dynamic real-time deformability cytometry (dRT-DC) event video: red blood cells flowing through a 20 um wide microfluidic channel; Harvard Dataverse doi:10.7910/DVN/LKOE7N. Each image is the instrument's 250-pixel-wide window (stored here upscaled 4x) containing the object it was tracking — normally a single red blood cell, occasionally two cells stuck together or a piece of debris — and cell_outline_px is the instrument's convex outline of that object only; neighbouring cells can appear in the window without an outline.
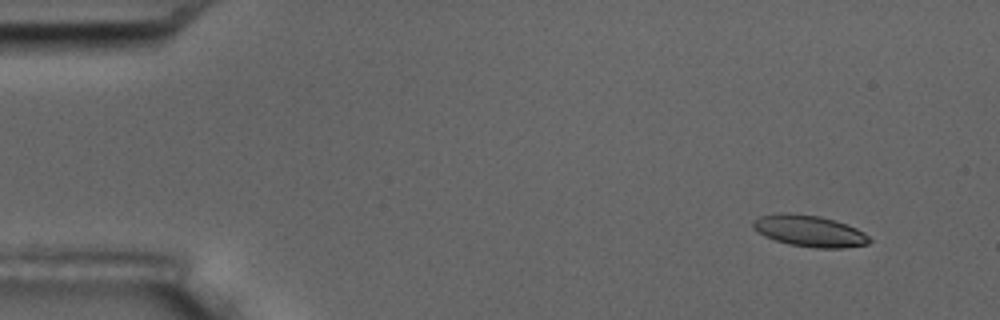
{"species": "common noctule bat (a hibernating species)", "species_latin": "Nyctalus noctula", "temperature_condition": "room temperature", "stored_images_in_passage": 6, "camera_frame_rate_fps": 3000, "um_per_image_px": 0.085, "animal": {"sex": "male", "body_mass_g": 17.5, "forearm_length_mm": 52.3}, "frame": {"image": 1, "passage_image": 2, "time_ms": 1.0, "image_size_px": [1000, 320], "cell_outline_px": [[872, 240], [868, 244], [844, 248], [812, 248], [788, 244], [764, 236], [752, 228], [752, 220], [760, 216], [784, 212], [788, 212], [820, 216], [836, 220], [856, 228], [864, 232]], "centroid_in_image_um": [68.79, 19.63], "position_along_channel_um": 16.2, "area_um2": 21.56}}
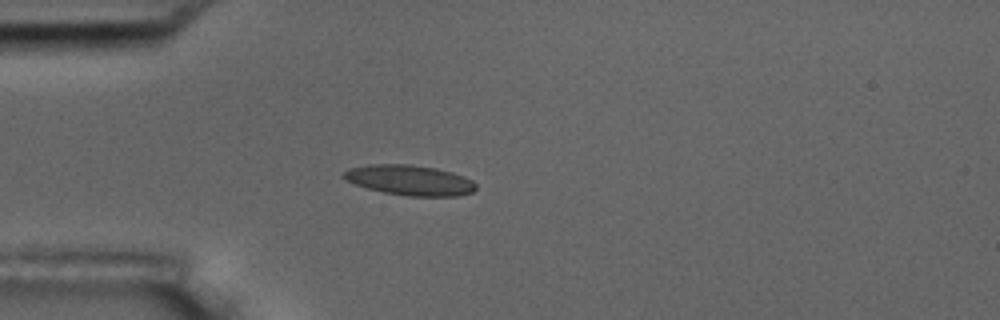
{"frame": {"image": 2, "passage_image": 5, "time_ms": 4.667, "image_size_px": [1000, 320], "cell_outline_px": [[476, 188], [472, 192], [456, 196], [408, 196], [384, 192], [368, 188], [356, 184], [348, 180], [344, 176], [344, 172], [348, 168], [368, 164], [412, 164], [436, 168], [452, 172], [464, 176], [472, 180], [476, 184]], "centroid_in_image_um": [34.86, 15.3], "position_along_channel_um": 50.1, "area_um2": 23.18}}